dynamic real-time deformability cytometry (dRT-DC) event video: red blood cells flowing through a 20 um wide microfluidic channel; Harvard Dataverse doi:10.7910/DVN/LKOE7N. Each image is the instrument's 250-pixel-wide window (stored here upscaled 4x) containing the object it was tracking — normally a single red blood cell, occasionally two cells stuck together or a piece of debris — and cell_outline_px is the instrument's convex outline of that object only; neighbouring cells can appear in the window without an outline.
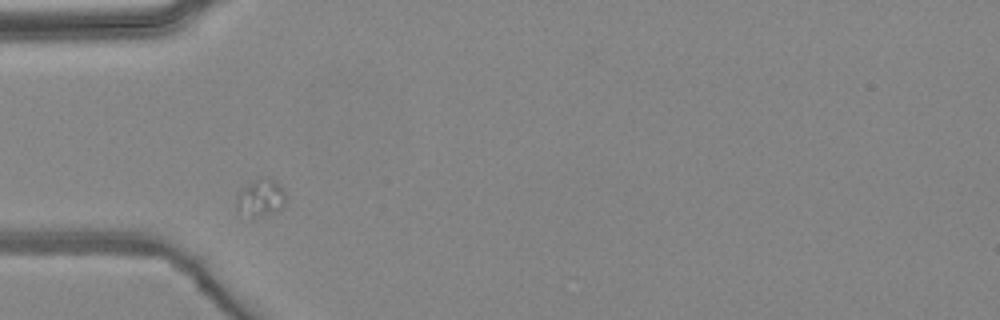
{"species": "common noctule bat (a hibernating species)", "species_latin": "Nyctalus noctula", "temperature_condition": "warm", "stored_images_in_passage": 6, "camera_frame_rate_fps": 3000, "um_per_image_px": 0.085, "animal": {"sex": "female", "body_mass_g": 24.6, "forearm_length_mm": 56.2}, "frame": {"image": 1, "passage_image": 5, "time_ms": 5.667, "image_size_px": [1000, 320], "cell_outline_px": [[284, 204], [280, 208], [252, 220], [236, 208], [236, 196], [244, 188], [256, 180], [272, 180], [280, 184], [284, 188]], "centroid_in_image_um": [22.13, 16.87], "position_along_channel_um": 62.9, "area_um2": 10.23}}